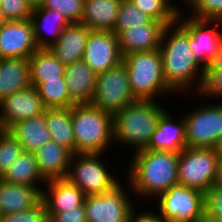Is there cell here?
Wrapping results in <instances>:
<instances>
[{
    "label": "cell",
    "instance_id": "1",
    "mask_svg": "<svg viewBox=\"0 0 222 222\" xmlns=\"http://www.w3.org/2000/svg\"><path fill=\"white\" fill-rule=\"evenodd\" d=\"M159 50L164 79L176 92L175 95L180 92L198 93L205 70L194 58L189 45V33L178 22L164 28Z\"/></svg>",
    "mask_w": 222,
    "mask_h": 222
},
{
    "label": "cell",
    "instance_id": "2",
    "mask_svg": "<svg viewBox=\"0 0 222 222\" xmlns=\"http://www.w3.org/2000/svg\"><path fill=\"white\" fill-rule=\"evenodd\" d=\"M125 180L133 197L156 198L178 183L179 153L142 149L132 152ZM137 195V196H136ZM155 198V199H154Z\"/></svg>",
    "mask_w": 222,
    "mask_h": 222
},
{
    "label": "cell",
    "instance_id": "3",
    "mask_svg": "<svg viewBox=\"0 0 222 222\" xmlns=\"http://www.w3.org/2000/svg\"><path fill=\"white\" fill-rule=\"evenodd\" d=\"M163 106L165 105L157 100L137 99L115 112L113 114L114 144L132 147L133 152L146 149L160 116L166 111Z\"/></svg>",
    "mask_w": 222,
    "mask_h": 222
},
{
    "label": "cell",
    "instance_id": "4",
    "mask_svg": "<svg viewBox=\"0 0 222 222\" xmlns=\"http://www.w3.org/2000/svg\"><path fill=\"white\" fill-rule=\"evenodd\" d=\"M76 153H106L114 145L113 114L91 103L71 107ZM110 146V147H109Z\"/></svg>",
    "mask_w": 222,
    "mask_h": 222
},
{
    "label": "cell",
    "instance_id": "5",
    "mask_svg": "<svg viewBox=\"0 0 222 222\" xmlns=\"http://www.w3.org/2000/svg\"><path fill=\"white\" fill-rule=\"evenodd\" d=\"M132 95L138 100H159L175 92L166 84L159 49L123 56Z\"/></svg>",
    "mask_w": 222,
    "mask_h": 222
},
{
    "label": "cell",
    "instance_id": "6",
    "mask_svg": "<svg viewBox=\"0 0 222 222\" xmlns=\"http://www.w3.org/2000/svg\"><path fill=\"white\" fill-rule=\"evenodd\" d=\"M104 155L106 156L105 153H76L72 156L66 178L83 191L85 196L111 191L124 181L110 172L109 166L103 162Z\"/></svg>",
    "mask_w": 222,
    "mask_h": 222
},
{
    "label": "cell",
    "instance_id": "7",
    "mask_svg": "<svg viewBox=\"0 0 222 222\" xmlns=\"http://www.w3.org/2000/svg\"><path fill=\"white\" fill-rule=\"evenodd\" d=\"M221 102V103H220ZM198 104L182 116L187 147L216 148L222 139V101ZM206 104V105H205ZM198 107V108H197Z\"/></svg>",
    "mask_w": 222,
    "mask_h": 222
},
{
    "label": "cell",
    "instance_id": "8",
    "mask_svg": "<svg viewBox=\"0 0 222 222\" xmlns=\"http://www.w3.org/2000/svg\"><path fill=\"white\" fill-rule=\"evenodd\" d=\"M156 199V211L166 222H204V192L177 183Z\"/></svg>",
    "mask_w": 222,
    "mask_h": 222
},
{
    "label": "cell",
    "instance_id": "9",
    "mask_svg": "<svg viewBox=\"0 0 222 222\" xmlns=\"http://www.w3.org/2000/svg\"><path fill=\"white\" fill-rule=\"evenodd\" d=\"M218 159L216 148L186 147L179 152L178 183L205 192L214 183Z\"/></svg>",
    "mask_w": 222,
    "mask_h": 222
},
{
    "label": "cell",
    "instance_id": "10",
    "mask_svg": "<svg viewBox=\"0 0 222 222\" xmlns=\"http://www.w3.org/2000/svg\"><path fill=\"white\" fill-rule=\"evenodd\" d=\"M137 100L131 92L124 62L97 74L91 104L114 114Z\"/></svg>",
    "mask_w": 222,
    "mask_h": 222
},
{
    "label": "cell",
    "instance_id": "11",
    "mask_svg": "<svg viewBox=\"0 0 222 222\" xmlns=\"http://www.w3.org/2000/svg\"><path fill=\"white\" fill-rule=\"evenodd\" d=\"M126 186L125 188V185L120 183L111 191L86 196L84 206L87 222H129L137 204L133 203V192L129 182Z\"/></svg>",
    "mask_w": 222,
    "mask_h": 222
},
{
    "label": "cell",
    "instance_id": "12",
    "mask_svg": "<svg viewBox=\"0 0 222 222\" xmlns=\"http://www.w3.org/2000/svg\"><path fill=\"white\" fill-rule=\"evenodd\" d=\"M185 12H179L177 22L189 33L194 58L206 70L222 43V21L198 20L188 14L183 16Z\"/></svg>",
    "mask_w": 222,
    "mask_h": 222
},
{
    "label": "cell",
    "instance_id": "13",
    "mask_svg": "<svg viewBox=\"0 0 222 222\" xmlns=\"http://www.w3.org/2000/svg\"><path fill=\"white\" fill-rule=\"evenodd\" d=\"M46 109L36 87L29 86L14 92L1 99L0 129L7 130L15 123L41 116Z\"/></svg>",
    "mask_w": 222,
    "mask_h": 222
},
{
    "label": "cell",
    "instance_id": "14",
    "mask_svg": "<svg viewBox=\"0 0 222 222\" xmlns=\"http://www.w3.org/2000/svg\"><path fill=\"white\" fill-rule=\"evenodd\" d=\"M82 60L96 73H102L122 62L118 36L112 31L91 30Z\"/></svg>",
    "mask_w": 222,
    "mask_h": 222
},
{
    "label": "cell",
    "instance_id": "15",
    "mask_svg": "<svg viewBox=\"0 0 222 222\" xmlns=\"http://www.w3.org/2000/svg\"><path fill=\"white\" fill-rule=\"evenodd\" d=\"M38 49L31 19L1 21L0 59L27 58Z\"/></svg>",
    "mask_w": 222,
    "mask_h": 222
},
{
    "label": "cell",
    "instance_id": "16",
    "mask_svg": "<svg viewBox=\"0 0 222 222\" xmlns=\"http://www.w3.org/2000/svg\"><path fill=\"white\" fill-rule=\"evenodd\" d=\"M44 186L46 190H42V201L48 218L55 212L75 209L84 204L85 194L66 177L48 180Z\"/></svg>",
    "mask_w": 222,
    "mask_h": 222
},
{
    "label": "cell",
    "instance_id": "17",
    "mask_svg": "<svg viewBox=\"0 0 222 222\" xmlns=\"http://www.w3.org/2000/svg\"><path fill=\"white\" fill-rule=\"evenodd\" d=\"M166 26L157 20L146 25L131 27L118 36L120 54L123 56L159 49L163 30Z\"/></svg>",
    "mask_w": 222,
    "mask_h": 222
},
{
    "label": "cell",
    "instance_id": "18",
    "mask_svg": "<svg viewBox=\"0 0 222 222\" xmlns=\"http://www.w3.org/2000/svg\"><path fill=\"white\" fill-rule=\"evenodd\" d=\"M166 110L159 118L156 130L146 149L179 153L187 147L183 116L177 121Z\"/></svg>",
    "mask_w": 222,
    "mask_h": 222
},
{
    "label": "cell",
    "instance_id": "19",
    "mask_svg": "<svg viewBox=\"0 0 222 222\" xmlns=\"http://www.w3.org/2000/svg\"><path fill=\"white\" fill-rule=\"evenodd\" d=\"M31 21L38 49L51 48L63 33L64 28L70 24L59 11L41 8L37 3H35Z\"/></svg>",
    "mask_w": 222,
    "mask_h": 222
},
{
    "label": "cell",
    "instance_id": "20",
    "mask_svg": "<svg viewBox=\"0 0 222 222\" xmlns=\"http://www.w3.org/2000/svg\"><path fill=\"white\" fill-rule=\"evenodd\" d=\"M90 31L91 29L84 24L70 23L49 49L65 66L80 61L83 58Z\"/></svg>",
    "mask_w": 222,
    "mask_h": 222
},
{
    "label": "cell",
    "instance_id": "21",
    "mask_svg": "<svg viewBox=\"0 0 222 222\" xmlns=\"http://www.w3.org/2000/svg\"><path fill=\"white\" fill-rule=\"evenodd\" d=\"M43 189L0 179V216L32 209L42 201Z\"/></svg>",
    "mask_w": 222,
    "mask_h": 222
},
{
    "label": "cell",
    "instance_id": "22",
    "mask_svg": "<svg viewBox=\"0 0 222 222\" xmlns=\"http://www.w3.org/2000/svg\"><path fill=\"white\" fill-rule=\"evenodd\" d=\"M39 173L48 181L67 177L73 154L55 141H49L35 152Z\"/></svg>",
    "mask_w": 222,
    "mask_h": 222
},
{
    "label": "cell",
    "instance_id": "23",
    "mask_svg": "<svg viewBox=\"0 0 222 222\" xmlns=\"http://www.w3.org/2000/svg\"><path fill=\"white\" fill-rule=\"evenodd\" d=\"M64 78L75 104L91 102L97 74L83 60L66 65Z\"/></svg>",
    "mask_w": 222,
    "mask_h": 222
},
{
    "label": "cell",
    "instance_id": "24",
    "mask_svg": "<svg viewBox=\"0 0 222 222\" xmlns=\"http://www.w3.org/2000/svg\"><path fill=\"white\" fill-rule=\"evenodd\" d=\"M122 0H84L80 23L91 30L114 32Z\"/></svg>",
    "mask_w": 222,
    "mask_h": 222
},
{
    "label": "cell",
    "instance_id": "25",
    "mask_svg": "<svg viewBox=\"0 0 222 222\" xmlns=\"http://www.w3.org/2000/svg\"><path fill=\"white\" fill-rule=\"evenodd\" d=\"M29 86H32L29 59H0V102L2 98Z\"/></svg>",
    "mask_w": 222,
    "mask_h": 222
},
{
    "label": "cell",
    "instance_id": "26",
    "mask_svg": "<svg viewBox=\"0 0 222 222\" xmlns=\"http://www.w3.org/2000/svg\"><path fill=\"white\" fill-rule=\"evenodd\" d=\"M26 152H35L41 146L51 141V135L46 127L45 114L29 118L11 125L7 129Z\"/></svg>",
    "mask_w": 222,
    "mask_h": 222
},
{
    "label": "cell",
    "instance_id": "27",
    "mask_svg": "<svg viewBox=\"0 0 222 222\" xmlns=\"http://www.w3.org/2000/svg\"><path fill=\"white\" fill-rule=\"evenodd\" d=\"M32 87L47 80H58L65 75L63 65L50 49H37L29 58Z\"/></svg>",
    "mask_w": 222,
    "mask_h": 222
},
{
    "label": "cell",
    "instance_id": "28",
    "mask_svg": "<svg viewBox=\"0 0 222 222\" xmlns=\"http://www.w3.org/2000/svg\"><path fill=\"white\" fill-rule=\"evenodd\" d=\"M46 127L51 140L75 154V140L71 122V108H47Z\"/></svg>",
    "mask_w": 222,
    "mask_h": 222
},
{
    "label": "cell",
    "instance_id": "29",
    "mask_svg": "<svg viewBox=\"0 0 222 222\" xmlns=\"http://www.w3.org/2000/svg\"><path fill=\"white\" fill-rule=\"evenodd\" d=\"M0 179L12 184L43 188L42 184L45 185L47 182L39 173L34 153L26 151L20 154Z\"/></svg>",
    "mask_w": 222,
    "mask_h": 222
},
{
    "label": "cell",
    "instance_id": "30",
    "mask_svg": "<svg viewBox=\"0 0 222 222\" xmlns=\"http://www.w3.org/2000/svg\"><path fill=\"white\" fill-rule=\"evenodd\" d=\"M37 91L46 108H71L75 103L70 99L64 77L40 83Z\"/></svg>",
    "mask_w": 222,
    "mask_h": 222
},
{
    "label": "cell",
    "instance_id": "31",
    "mask_svg": "<svg viewBox=\"0 0 222 222\" xmlns=\"http://www.w3.org/2000/svg\"><path fill=\"white\" fill-rule=\"evenodd\" d=\"M132 3L143 13L147 14L153 20L162 22L165 26L177 22L178 14L181 10L171 0H131ZM174 2V3H173Z\"/></svg>",
    "mask_w": 222,
    "mask_h": 222
},
{
    "label": "cell",
    "instance_id": "32",
    "mask_svg": "<svg viewBox=\"0 0 222 222\" xmlns=\"http://www.w3.org/2000/svg\"><path fill=\"white\" fill-rule=\"evenodd\" d=\"M153 19L147 14L141 12L131 0H122L117 15V21L115 24L114 33L117 35L124 30L131 27H137L140 25H146Z\"/></svg>",
    "mask_w": 222,
    "mask_h": 222
},
{
    "label": "cell",
    "instance_id": "33",
    "mask_svg": "<svg viewBox=\"0 0 222 222\" xmlns=\"http://www.w3.org/2000/svg\"><path fill=\"white\" fill-rule=\"evenodd\" d=\"M36 0H0V20L20 21L31 19Z\"/></svg>",
    "mask_w": 222,
    "mask_h": 222
},
{
    "label": "cell",
    "instance_id": "34",
    "mask_svg": "<svg viewBox=\"0 0 222 222\" xmlns=\"http://www.w3.org/2000/svg\"><path fill=\"white\" fill-rule=\"evenodd\" d=\"M22 152L17 139L8 130L0 129V178Z\"/></svg>",
    "mask_w": 222,
    "mask_h": 222
},
{
    "label": "cell",
    "instance_id": "35",
    "mask_svg": "<svg viewBox=\"0 0 222 222\" xmlns=\"http://www.w3.org/2000/svg\"><path fill=\"white\" fill-rule=\"evenodd\" d=\"M41 8H49L63 14L69 23H80L84 0H36Z\"/></svg>",
    "mask_w": 222,
    "mask_h": 222
},
{
    "label": "cell",
    "instance_id": "36",
    "mask_svg": "<svg viewBox=\"0 0 222 222\" xmlns=\"http://www.w3.org/2000/svg\"><path fill=\"white\" fill-rule=\"evenodd\" d=\"M187 7V13H191L189 16L192 18L222 21V0H192Z\"/></svg>",
    "mask_w": 222,
    "mask_h": 222
},
{
    "label": "cell",
    "instance_id": "37",
    "mask_svg": "<svg viewBox=\"0 0 222 222\" xmlns=\"http://www.w3.org/2000/svg\"><path fill=\"white\" fill-rule=\"evenodd\" d=\"M204 222H222V187L210 186L204 192Z\"/></svg>",
    "mask_w": 222,
    "mask_h": 222
},
{
    "label": "cell",
    "instance_id": "38",
    "mask_svg": "<svg viewBox=\"0 0 222 222\" xmlns=\"http://www.w3.org/2000/svg\"><path fill=\"white\" fill-rule=\"evenodd\" d=\"M197 94L204 99L206 97L222 99V69H206L202 86Z\"/></svg>",
    "mask_w": 222,
    "mask_h": 222
},
{
    "label": "cell",
    "instance_id": "39",
    "mask_svg": "<svg viewBox=\"0 0 222 222\" xmlns=\"http://www.w3.org/2000/svg\"><path fill=\"white\" fill-rule=\"evenodd\" d=\"M47 220L46 206L43 201L30 210L0 216V222H46Z\"/></svg>",
    "mask_w": 222,
    "mask_h": 222
},
{
    "label": "cell",
    "instance_id": "40",
    "mask_svg": "<svg viewBox=\"0 0 222 222\" xmlns=\"http://www.w3.org/2000/svg\"><path fill=\"white\" fill-rule=\"evenodd\" d=\"M48 220L50 222H87L84 204L75 209L64 210V212L53 213Z\"/></svg>",
    "mask_w": 222,
    "mask_h": 222
},
{
    "label": "cell",
    "instance_id": "41",
    "mask_svg": "<svg viewBox=\"0 0 222 222\" xmlns=\"http://www.w3.org/2000/svg\"><path fill=\"white\" fill-rule=\"evenodd\" d=\"M136 209L137 208L135 207L129 222H166L156 210L153 212L146 208V211H144L145 209H142L143 212H138Z\"/></svg>",
    "mask_w": 222,
    "mask_h": 222
},
{
    "label": "cell",
    "instance_id": "42",
    "mask_svg": "<svg viewBox=\"0 0 222 222\" xmlns=\"http://www.w3.org/2000/svg\"><path fill=\"white\" fill-rule=\"evenodd\" d=\"M207 69H222V43Z\"/></svg>",
    "mask_w": 222,
    "mask_h": 222
},
{
    "label": "cell",
    "instance_id": "43",
    "mask_svg": "<svg viewBox=\"0 0 222 222\" xmlns=\"http://www.w3.org/2000/svg\"><path fill=\"white\" fill-rule=\"evenodd\" d=\"M213 184L222 187V157H219L218 159L217 171Z\"/></svg>",
    "mask_w": 222,
    "mask_h": 222
},
{
    "label": "cell",
    "instance_id": "44",
    "mask_svg": "<svg viewBox=\"0 0 222 222\" xmlns=\"http://www.w3.org/2000/svg\"><path fill=\"white\" fill-rule=\"evenodd\" d=\"M219 157H222V139L220 140L218 146L216 147Z\"/></svg>",
    "mask_w": 222,
    "mask_h": 222
},
{
    "label": "cell",
    "instance_id": "45",
    "mask_svg": "<svg viewBox=\"0 0 222 222\" xmlns=\"http://www.w3.org/2000/svg\"><path fill=\"white\" fill-rule=\"evenodd\" d=\"M172 1V0H171ZM183 1V3H184V5L183 6H185L186 5V7L185 8H187V6L191 3V1L192 0H182Z\"/></svg>",
    "mask_w": 222,
    "mask_h": 222
}]
</instances>
